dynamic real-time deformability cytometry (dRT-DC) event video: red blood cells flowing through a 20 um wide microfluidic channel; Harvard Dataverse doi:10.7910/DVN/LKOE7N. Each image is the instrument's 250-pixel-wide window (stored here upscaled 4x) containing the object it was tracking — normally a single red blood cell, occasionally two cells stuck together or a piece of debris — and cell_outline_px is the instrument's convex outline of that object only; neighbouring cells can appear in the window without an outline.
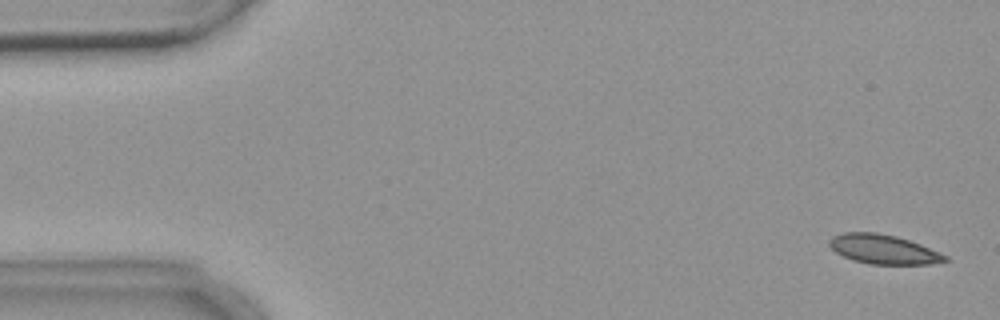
{"species": "common noctule bat (a hibernating species)", "species_latin": "Nyctalus noctula", "temperature_condition": "warm", "stored_images_in_passage": 7, "camera_frame_rate_fps": 3000, "um_per_image_px": 0.085, "animal": {"sex": "female", "body_mass_g": 18.4}, "frame": {"image": 1, "passage_image": 1, "time_ms": 0.0, "image_size_px": [1000, 320], "cell_outline_px": [[948, 260], [928, 264], [868, 264], [852, 260], [836, 252], [828, 244], [828, 240], [832, 236], [844, 232], [876, 232], [896, 236], [920, 244], [940, 252], [948, 256]], "centroid_in_image_um": [75.07, 21.18], "position_along_channel_um": 9.9, "area_um2": 19.77}}
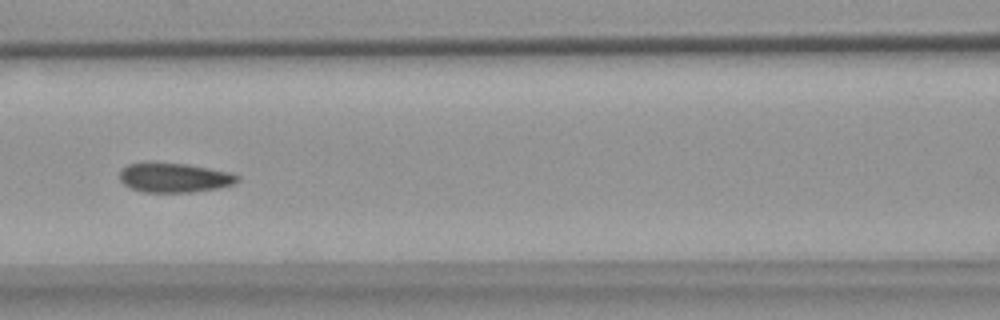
{"frame": {"image": 2, "passage_image": 7, "time_ms": 7.333, "image_size_px": [1000, 320], "cell_outline_px": [[240, 180], [232, 184], [216, 188], [192, 192], [144, 192], [128, 188], [120, 180], [120, 168], [128, 164], [188, 164], [228, 172], [240, 176]], "centroid_in_image_um": [14.8, 15.12], "position_along_channel_um": 151.8, "area_um2": 19.83}}